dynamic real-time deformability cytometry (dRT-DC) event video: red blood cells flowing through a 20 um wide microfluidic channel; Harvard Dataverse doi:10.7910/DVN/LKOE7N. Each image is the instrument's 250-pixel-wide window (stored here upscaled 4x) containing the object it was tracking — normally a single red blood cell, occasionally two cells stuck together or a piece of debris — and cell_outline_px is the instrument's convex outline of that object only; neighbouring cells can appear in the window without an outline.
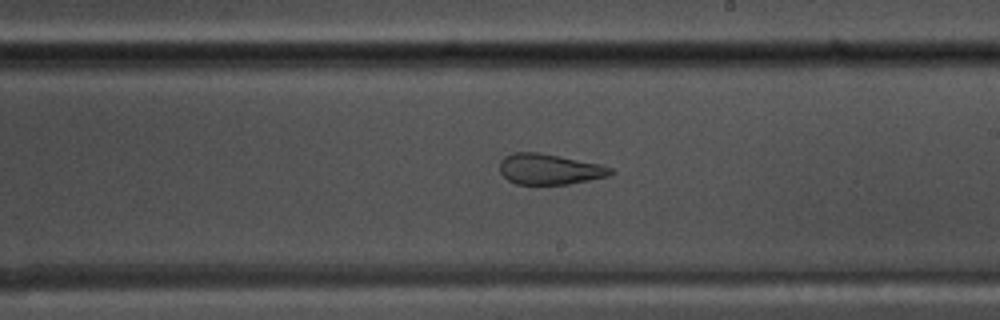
{"species": "common noctule bat (a hibernating species)", "species_latin": "Nyctalus noctula", "temperature_condition": "warm", "stored_images_in_passage": 53, "camera_frame_rate_fps": 3000, "um_per_image_px": 0.085, "animal": {"sex": "male", "body_mass_g": 17.5, "forearm_length_mm": 52.3}, "frame": {"image": 1, "passage_image": 31, "time_ms": 10.0, "image_size_px": [1000, 320], "cell_outline_px": [[616, 172], [608, 176], [568, 184], [516, 184], [508, 180], [500, 172], [500, 160], [504, 156], [516, 152], [536, 152], [604, 164], [612, 168]], "centroid_in_image_um": [46.73, 14.37], "position_along_channel_um": 242.3, "area_um2": 19.88}}
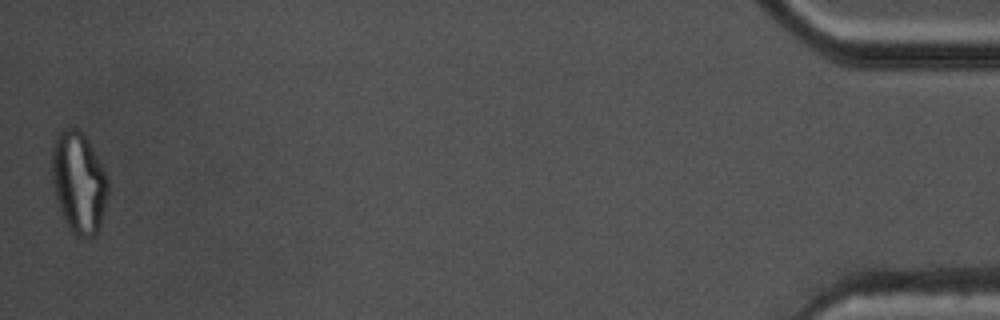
{"frame": {"image": 2, "passage_image": 53, "time_ms": 17.333, "image_size_px": [1000, 320], "cell_outline_px": [[108, 192], [100, 228], [88, 240], [84, 240], [76, 236], [68, 228], [64, 220], [56, 196], [52, 172], [52, 148], [56, 132], [68, 124], [80, 128], [84, 132], [108, 180]], "centroid_in_image_um": [6.68, 15.47], "position_along_channel_um": 428.5, "area_um2": 33.47}, "authors_computed_cell_mechanics": {"area_um2": 27.166, "velocity_mm_per_s": 3.8107, "shape_relaxation_time_tau1_ms": null, "shape_relaxation_time_tau2_ms": 1.6625, "deformation_change_tau1": null, "deformation_change_tau2": 0.0903}}